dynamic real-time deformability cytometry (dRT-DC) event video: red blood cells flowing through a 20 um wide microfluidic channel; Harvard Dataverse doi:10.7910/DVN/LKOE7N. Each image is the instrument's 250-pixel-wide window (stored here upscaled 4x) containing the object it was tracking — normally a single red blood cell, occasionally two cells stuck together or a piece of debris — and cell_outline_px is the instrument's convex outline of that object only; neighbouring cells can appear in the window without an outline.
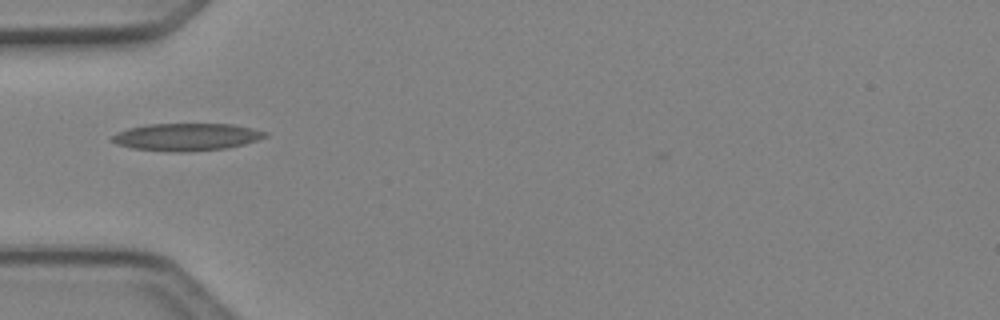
{"species": "Egyptian fruit bat (a non-hibernating species)", "species_latin": "Rousettus aegyptiacus", "temperature_condition": "cold", "stored_images_in_passage": 34, "camera_frame_rate_fps": 3000, "um_per_image_px": 0.085, "animal": {"sex": "female"}, "frame": {"image": 1, "passage_image": 1, "time_ms": 0.0, "image_size_px": [1000, 320], "cell_outline_px": [[268, 136], [244, 144], [228, 148], [180, 152], [172, 152], [132, 148], [116, 144], [108, 140], [108, 136], [116, 132], [128, 128], [148, 124], [232, 124], [252, 128], [268, 132]], "centroid_in_image_um": [15.79, 11.64], "position_along_channel_um": 69.2, "area_um2": 24.68}}
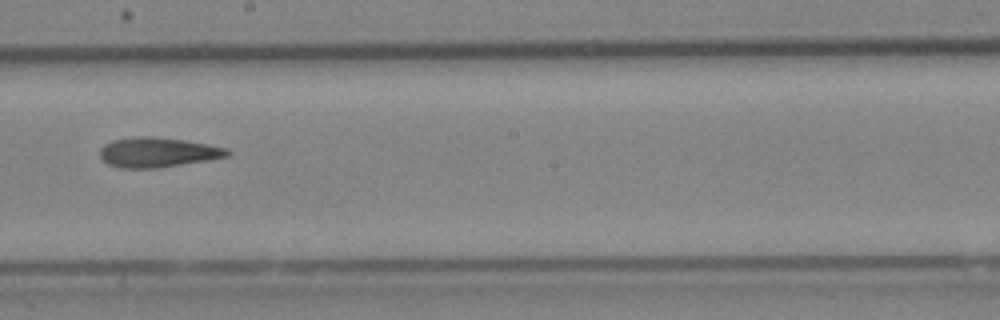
{"frame": {"image": 2, "passage_image": 13, "time_ms": 4.0, "image_size_px": [1000, 320], "cell_outline_px": [[232, 152], [228, 156], [208, 160], [156, 168], [120, 168], [108, 164], [100, 156], [100, 148], [104, 144], [112, 140], [136, 136], [152, 136], [184, 140], [208, 144], [228, 148]], "centroid_in_image_um": [13.41, 12.94], "position_along_channel_um": 234.8, "area_um2": 22.2}}
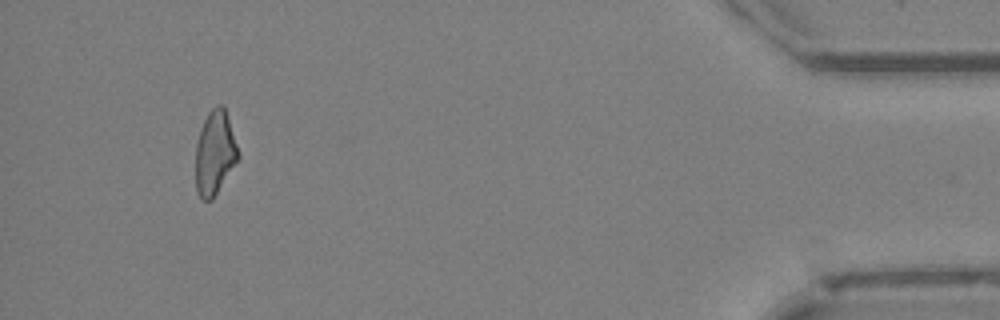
{"frame": {"image": 3, "passage_image": 31, "time_ms": 10.0, "image_size_px": [1000, 320], "cell_outline_px": [[240, 156], [212, 200], [204, 200], [196, 192], [196, 144], [200, 128], [208, 112], [216, 104], [224, 104]], "centroid_in_image_um": [18.25, 12.96], "position_along_channel_um": 416.9, "area_um2": 20.75}, "authors_computed_cell_mechanics": {"area_um2": 21.8773, "velocity_mm_per_s": 4.1674, "shape_relaxation_time_tau1_ms": null, "shape_relaxation_time_tau2_ms": 8.1076, "deformation_change_tau1": null, "deformation_change_tau2": 0.2002}}